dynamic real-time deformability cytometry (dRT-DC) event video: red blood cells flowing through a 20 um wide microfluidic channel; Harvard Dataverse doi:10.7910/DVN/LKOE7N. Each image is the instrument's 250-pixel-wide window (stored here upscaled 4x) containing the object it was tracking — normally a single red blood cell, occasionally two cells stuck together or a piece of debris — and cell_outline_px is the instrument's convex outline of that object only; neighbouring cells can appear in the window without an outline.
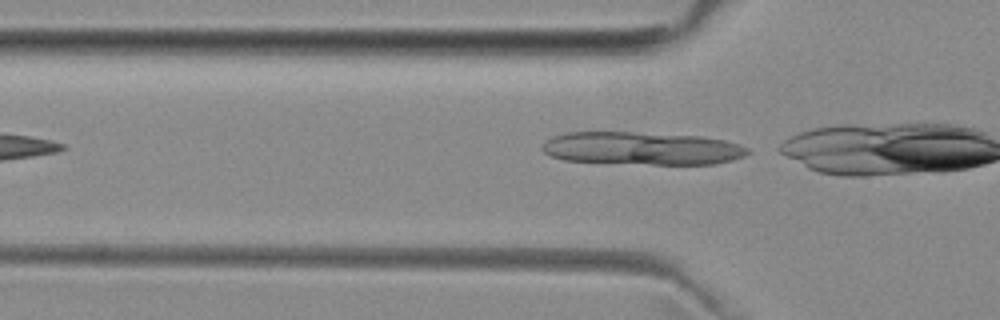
{"species": "common noctule bat (a hibernating species)", "species_latin": "Nyctalus noctula", "temperature_condition": "room temperature", "stored_images_in_passage": 6, "camera_frame_rate_fps": 3000, "um_per_image_px": 0.085, "animal": {"sex": "female", "body_mass_g": 29.2, "forearm_length_mm": 56.3}, "frame": {"image": 1, "passage_image": 6, "time_ms": 7.0, "image_size_px": [1000, 320], "cell_outline_px": [[752, 152], [744, 156], [732, 160], [716, 164], [652, 164], [564, 160], [552, 156], [544, 152], [540, 148], [544, 140], [552, 136], [564, 132], [632, 132], [700, 136], [724, 140], [740, 144], [748, 148]], "centroid_in_image_um": [54.56, 12.6], "position_along_channel_um": 71.2, "area_um2": 39.54}}